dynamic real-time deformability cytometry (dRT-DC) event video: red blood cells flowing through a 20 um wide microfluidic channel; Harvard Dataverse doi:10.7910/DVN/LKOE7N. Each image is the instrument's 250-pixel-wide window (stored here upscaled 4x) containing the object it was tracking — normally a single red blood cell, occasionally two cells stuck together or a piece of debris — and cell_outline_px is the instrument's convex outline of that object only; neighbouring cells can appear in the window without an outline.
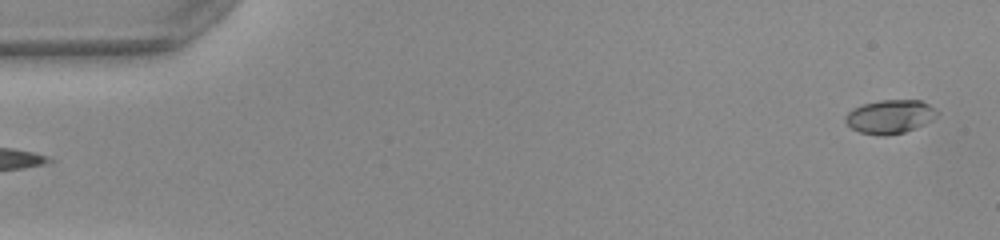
{"species": "common noctule bat (a hibernating species)", "species_latin": "Nyctalus noctula", "temperature_condition": "warm", "stored_images_in_passage": 51, "camera_frame_rate_fps": 3000, "um_per_image_px": 0.085, "animal": {"sex": "female", "body_mass_g": 22.0, "forearm_length_mm": 56.7}, "frame": {"image": 1, "passage_image": 2, "time_ms": 0.333, "image_size_px": [1000, 240], "cell_outline_px": [[940, 112], [932, 120], [904, 132], [884, 136], [880, 136], [860, 132], [852, 128], [844, 120], [844, 116], [852, 108], [864, 104], [880, 100], [920, 100], [936, 108]], "centroid_in_image_um": [75.64, 9.9], "position_along_channel_um": 9.4, "area_um2": 17.98}}
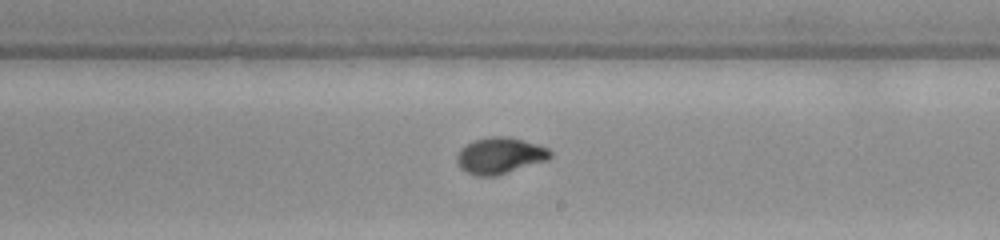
{"frame": {"image": 2, "passage_image": 30, "time_ms": 9.667, "image_size_px": [1000, 240], "cell_outline_px": [[552, 156], [548, 160], [496, 176], [476, 176], [464, 172], [460, 168], [456, 160], [456, 156], [468, 144], [476, 140], [492, 136], [508, 136], [536, 144], [548, 148], [552, 152]], "centroid_in_image_um": [42.51, 13.25], "position_along_channel_um": 246.5, "area_um2": 19.65}}
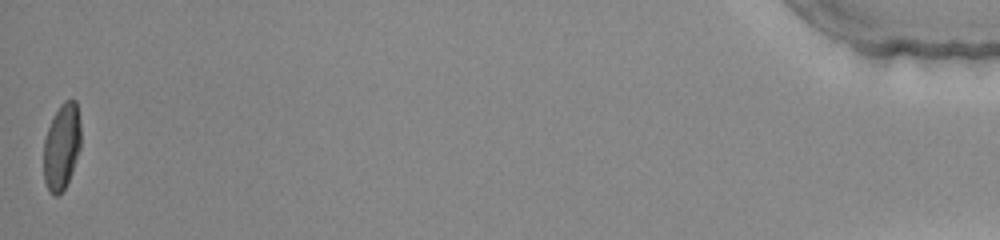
{"frame": {"image": 3, "passage_image": 51, "time_ms": 16.667, "image_size_px": [1000, 240], "cell_outline_px": [[80, 148], [72, 172], [64, 188], [56, 196], [52, 196], [48, 192], [44, 180], [44, 140], [48, 128], [60, 104], [64, 100], [76, 100], [80, 124]], "centroid_in_image_um": [5.24, 12.48], "position_along_channel_um": 430.0, "area_um2": 18.61}, "authors_computed_cell_mechanics": {"area_um2": 18.785, "velocity_mm_per_s": 4.0196, "shape_relaxation_time_tau1_ms": 4.8074, "shape_relaxation_time_tau2_ms": null, "deformation_change_tau1": 0.2256, "deformation_change_tau2": null}}